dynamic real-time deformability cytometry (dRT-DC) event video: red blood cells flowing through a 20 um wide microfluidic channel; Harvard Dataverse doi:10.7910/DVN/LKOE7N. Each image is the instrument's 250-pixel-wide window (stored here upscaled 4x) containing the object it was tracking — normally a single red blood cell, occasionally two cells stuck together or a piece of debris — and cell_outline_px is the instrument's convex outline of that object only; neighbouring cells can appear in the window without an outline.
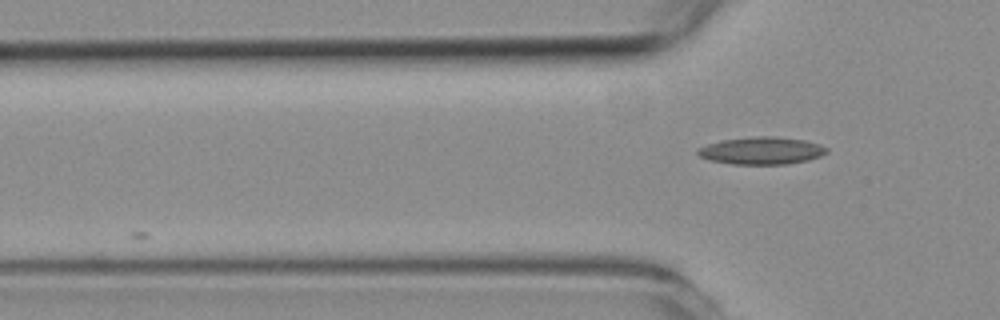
{"species": "common noctule bat (a hibernating species)", "species_latin": "Nyctalus noctula", "temperature_condition": "room temperature", "stored_images_in_passage": 3, "camera_frame_rate_fps": 3000, "um_per_image_px": 0.085, "animal": {"sex": "female", "body_mass_g": 19.3, "forearm_length_mm": 54.1}, "frame": {"image": 1, "passage_image": 3, "time_ms": 2.333, "image_size_px": [1000, 320], "cell_outline_px": [[828, 152], [820, 156], [808, 160], [788, 164], [732, 164], [708, 160], [700, 156], [696, 152], [696, 148], [720, 140], [756, 136], [772, 136], [804, 140], [820, 144], [828, 148]], "centroid_in_image_um": [64.72, 12.8], "position_along_channel_um": 61.1, "area_um2": 20.69}}